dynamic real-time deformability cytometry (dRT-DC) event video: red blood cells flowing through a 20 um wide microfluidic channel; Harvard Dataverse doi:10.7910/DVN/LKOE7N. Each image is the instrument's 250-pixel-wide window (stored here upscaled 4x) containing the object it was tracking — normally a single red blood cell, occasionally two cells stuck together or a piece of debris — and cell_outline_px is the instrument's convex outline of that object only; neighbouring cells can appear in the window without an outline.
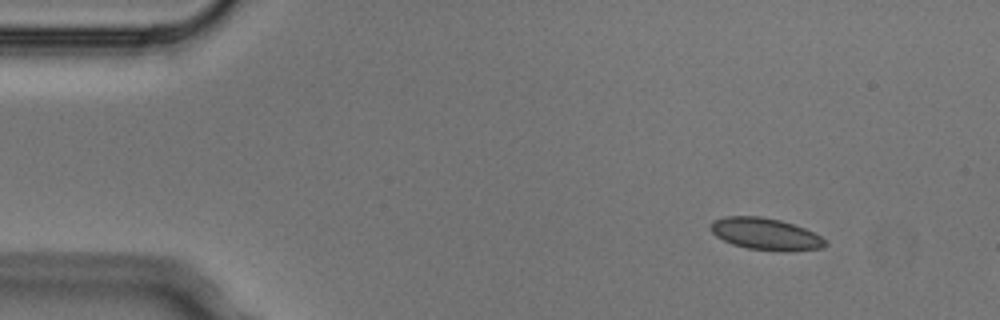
{"species": "Egyptian fruit bat (a non-hibernating species)", "species_latin": "Rousettus aegyptiacus", "temperature_condition": "cold", "stored_images_in_passage": 3, "camera_frame_rate_fps": 3000, "um_per_image_px": 0.085, "animal": {"sex": "male"}, "frame": {"image": 1, "passage_image": 1, "time_ms": 0.0, "image_size_px": [1000, 320], "cell_outline_px": [[828, 244], [820, 248], [788, 252], [748, 248], [732, 244], [716, 236], [708, 228], [712, 220], [724, 216], [760, 216], [780, 220], [804, 228], [820, 236]], "centroid_in_image_um": [65.03, 19.88], "position_along_channel_um": 20.0, "area_um2": 21.27}}